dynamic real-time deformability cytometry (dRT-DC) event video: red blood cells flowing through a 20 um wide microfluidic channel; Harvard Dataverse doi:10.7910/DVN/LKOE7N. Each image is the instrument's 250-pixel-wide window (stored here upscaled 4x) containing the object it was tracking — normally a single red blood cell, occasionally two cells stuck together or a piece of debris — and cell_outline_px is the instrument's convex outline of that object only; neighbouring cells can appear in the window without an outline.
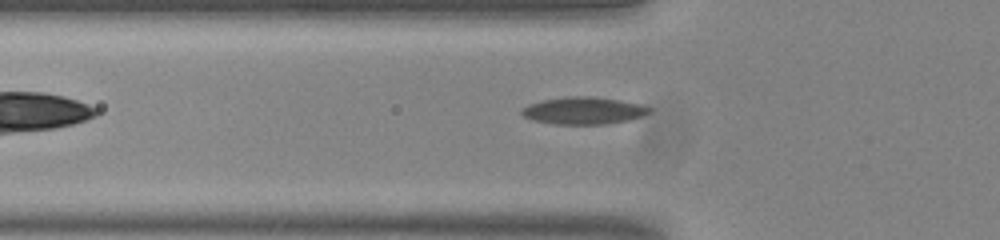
{"species": "common noctule bat (a hibernating species)", "species_latin": "Nyctalus noctula", "temperature_condition": "room temperature", "stored_images_in_passage": 24, "camera_frame_rate_fps": 3000, "um_per_image_px": 0.085, "animal": {"sex": "male", "body_mass_g": 20.0, "forearm_length_mm": 53.3}, "frame": {"image": 1, "passage_image": 8, "time_ms": 2.333, "image_size_px": [1000, 240], "cell_outline_px": [[652, 112], [628, 120], [604, 124], [552, 124], [532, 120], [524, 116], [520, 112], [520, 108], [528, 104], [544, 100], [568, 96], [592, 96], [620, 100], [644, 104], [652, 108]], "centroid_in_image_um": [49.61, 9.4], "position_along_channel_um": 76.2, "area_um2": 20.4}}
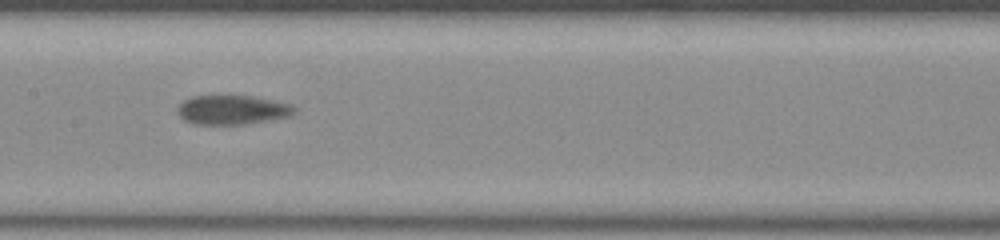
{"frame": {"image": 2, "passage_image": 17, "time_ms": 5.333, "image_size_px": [1000, 240], "cell_outline_px": [[296, 112], [292, 116], [248, 124], [192, 124], [184, 120], [180, 116], [176, 108], [184, 100], [192, 96], [252, 96], [292, 104], [296, 108]], "centroid_in_image_um": [19.77, 9.34], "position_along_channel_um": 187.6, "area_um2": 20.06}}
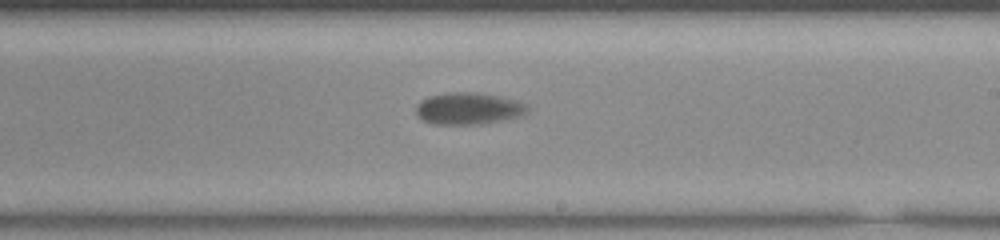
{"frame": {"image": 3, "passage_image": 22, "time_ms": 7.0, "image_size_px": [1000, 240], "cell_outline_px": [[528, 112], [520, 116], [504, 120], [484, 124], [432, 124], [420, 120], [416, 116], [416, 104], [420, 100], [428, 96], [448, 92], [476, 92], [500, 96], [516, 100], [524, 104], [528, 108]], "centroid_in_image_um": [39.77, 9.23], "position_along_channel_um": 249.2, "area_um2": 21.04}}